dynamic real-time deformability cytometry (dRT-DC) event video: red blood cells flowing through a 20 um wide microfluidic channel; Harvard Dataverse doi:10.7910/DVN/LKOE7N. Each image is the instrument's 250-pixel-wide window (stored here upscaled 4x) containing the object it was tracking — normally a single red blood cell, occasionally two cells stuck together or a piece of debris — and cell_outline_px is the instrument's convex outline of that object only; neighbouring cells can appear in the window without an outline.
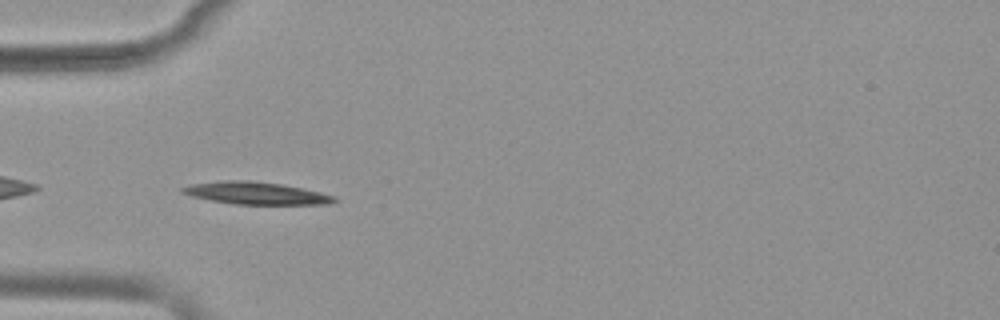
{"species": "common noctule bat (a hibernating species)", "species_latin": "Nyctalus noctula", "temperature_condition": "warm", "stored_images_in_passage": 39, "camera_frame_rate_fps": 3000, "um_per_image_px": 0.085, "animal": {"sex": "female", "body_mass_g": 19.9}, "frame": {"image": 1, "passage_image": 2, "time_ms": 0.333, "image_size_px": [1000, 320], "cell_outline_px": [[336, 200], [328, 204], [236, 204], [212, 200], [192, 196], [180, 192], [180, 188], [192, 184], [224, 180], [248, 180], [280, 184], [320, 192], [336, 196]], "centroid_in_image_um": [21.74, 16.41], "position_along_channel_um": 63.3, "area_um2": 19.48}}
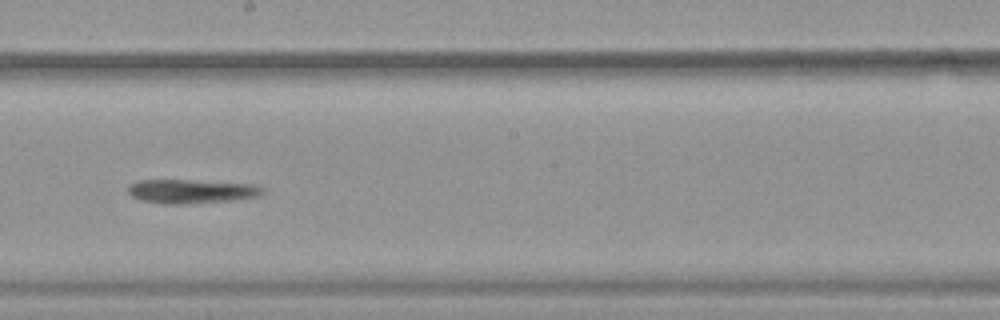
{"frame": {"image": 2, "passage_image": 16, "time_ms": 5.0, "image_size_px": [1000, 320], "cell_outline_px": [[264, 192], [260, 196], [232, 200], [184, 204], [164, 204], [140, 200], [132, 196], [128, 192], [128, 184], [136, 180], [188, 180], [256, 184], [264, 188]], "centroid_in_image_um": [16.26, 16.26], "position_along_channel_um": 231.9, "area_um2": 18.96}}
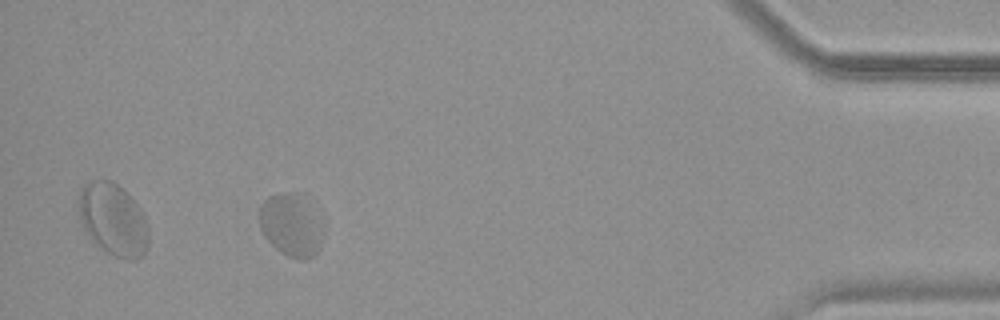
{"frame": {"image": 3, "passage_image": 35, "time_ms": 11.333, "image_size_px": [1000, 320], "cell_outline_px": [[324, 236], [320, 248], [312, 256], [300, 260], [288, 256], [276, 248], [264, 236], [260, 228], [260, 204], [268, 196], [292, 192], [308, 192], [316, 200], [324, 232]], "centroid_in_image_um": [24.86, 19.03], "position_along_channel_um": 410.3, "area_um2": 24.62}}